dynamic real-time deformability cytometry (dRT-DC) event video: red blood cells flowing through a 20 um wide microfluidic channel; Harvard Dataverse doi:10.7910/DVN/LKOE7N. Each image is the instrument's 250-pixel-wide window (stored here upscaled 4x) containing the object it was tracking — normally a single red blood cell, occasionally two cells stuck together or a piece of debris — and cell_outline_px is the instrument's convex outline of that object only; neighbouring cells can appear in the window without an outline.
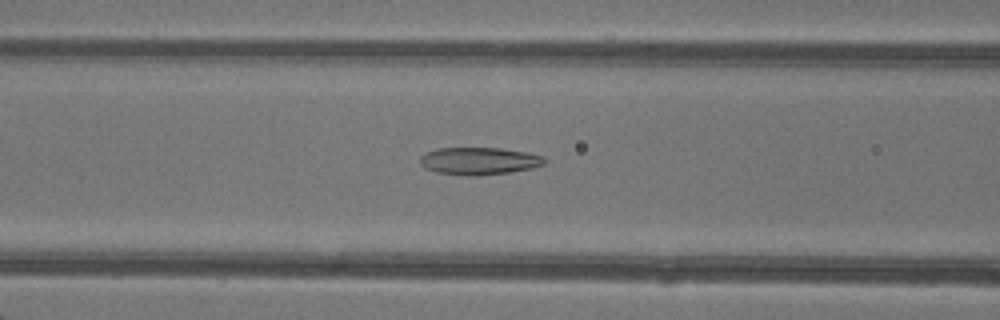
{"species": "common noctule bat (a hibernating species)", "species_latin": "Nyctalus noctula", "temperature_condition": "warm", "stored_images_in_passage": 49, "camera_frame_rate_fps": 3000, "um_per_image_px": 0.085, "animal": {"sex": "female"}, "frame": {"image": 1, "passage_image": 21, "time_ms": 6.667, "image_size_px": [1000, 320], "cell_outline_px": [[544, 164], [532, 168], [508, 172], [472, 176], [436, 172], [424, 168], [420, 164], [420, 156], [424, 152], [440, 148], [500, 148], [524, 152], [544, 156]], "centroid_in_image_um": [40.67, 13.68], "position_along_channel_um": 125.9, "area_um2": 19.71}}
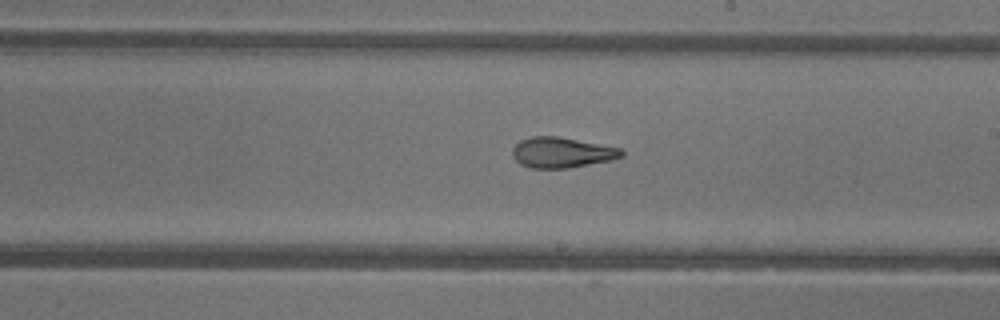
{"frame": {"image": 2, "passage_image": 29, "time_ms": 9.333, "image_size_px": [1000, 320], "cell_outline_px": [[624, 156], [612, 160], [568, 168], [532, 168], [520, 164], [512, 156], [512, 148], [520, 140], [532, 136], [556, 136], [620, 148], [624, 152]], "centroid_in_image_um": [47.73, 12.97], "position_along_channel_um": 241.3, "area_um2": 19.31}}
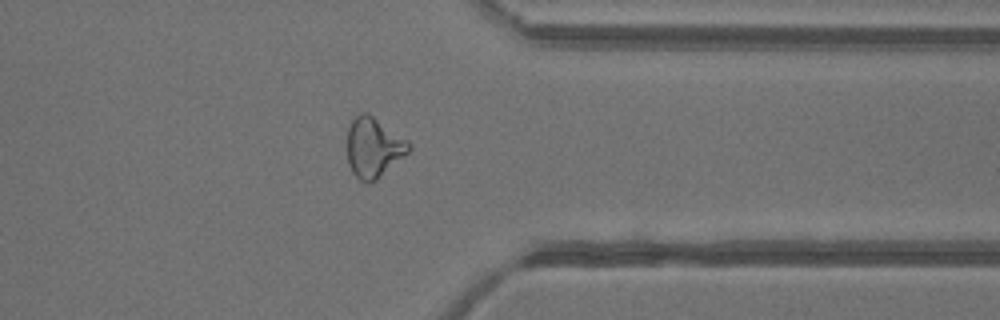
{"frame": {"image": 3, "passage_image": 39, "time_ms": 12.667, "image_size_px": [1000, 320], "cell_outline_px": [[412, 148], [408, 152], [376, 180], [360, 180], [352, 172], [348, 164], [348, 124], [360, 112], [368, 112], [408, 140], [412, 144]], "centroid_in_image_um": [31.76, 12.48], "position_along_channel_um": 379.6, "area_um2": 21.33}, "authors_computed_cell_mechanics": {"area_um2": 21.7328, "velocity_mm_per_s": 4.324, "shape_relaxation_time_tau1_ms": 11.2296, "shape_relaxation_time_tau2_ms": 1.9276, "deformation_change_tau1": 0.3231, "deformation_change_tau2": 0.1115}}